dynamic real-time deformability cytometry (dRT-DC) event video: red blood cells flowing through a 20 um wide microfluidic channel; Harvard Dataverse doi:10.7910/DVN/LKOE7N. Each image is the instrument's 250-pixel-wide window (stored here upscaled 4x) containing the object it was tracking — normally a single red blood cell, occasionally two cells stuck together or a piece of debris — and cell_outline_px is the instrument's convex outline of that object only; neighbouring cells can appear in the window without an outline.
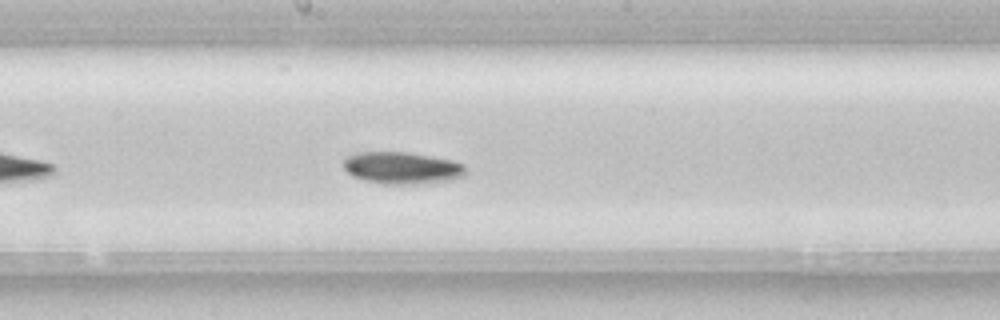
{"species": "common noctule bat (a hibernating species)", "species_latin": "Nyctalus noctula", "temperature_condition": "room temperature", "stored_images_in_passage": 25, "camera_frame_rate_fps": 3000, "um_per_image_px": 0.085, "animal": {"sex": "female", "body_mass_g": 22.7, "forearm_length_mm": 54.2}, "frame": {"image": 1, "passage_image": 15, "time_ms": 4.667, "image_size_px": [1000, 320], "cell_outline_px": [[464, 176], [452, 180], [432, 184], [384, 184], [364, 180], [352, 176], [344, 168], [344, 160], [348, 156], [356, 152], [408, 152], [452, 160], [464, 164]], "centroid_in_image_um": [34.19, 14.29], "position_along_channel_um": 214.0, "area_um2": 23.0}}
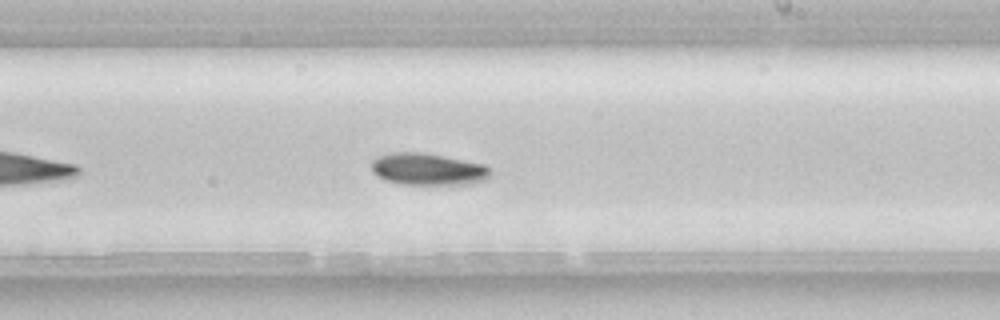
{"frame": {"image": 2, "passage_image": 18, "time_ms": 5.667, "image_size_px": [1000, 320], "cell_outline_px": [[492, 176], [484, 180], [472, 184], [400, 184], [384, 180], [372, 172], [372, 160], [380, 156], [392, 152], [420, 152], [484, 164], [492, 172]], "centroid_in_image_um": [36.38, 14.39], "position_along_channel_um": 252.6, "area_um2": 22.08}}